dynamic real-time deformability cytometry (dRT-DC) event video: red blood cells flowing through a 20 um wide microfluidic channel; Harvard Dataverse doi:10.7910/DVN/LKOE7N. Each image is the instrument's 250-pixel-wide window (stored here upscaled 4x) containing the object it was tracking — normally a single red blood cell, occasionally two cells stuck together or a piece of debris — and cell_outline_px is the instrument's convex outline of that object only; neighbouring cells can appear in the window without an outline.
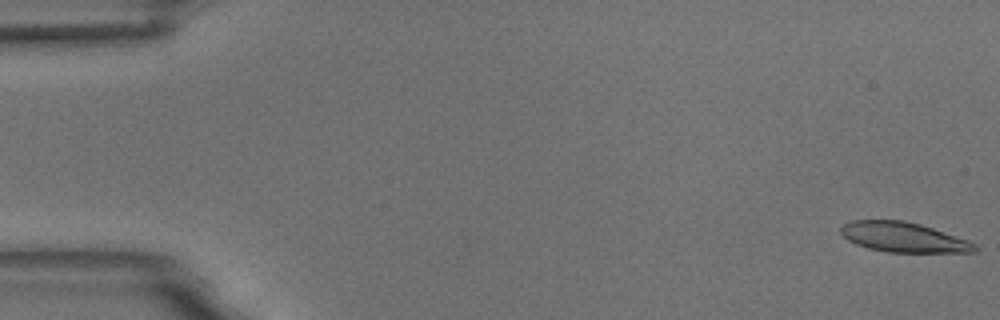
{"species": "common noctule bat (a hibernating species)", "species_latin": "Nyctalus noctula", "temperature_condition": "room temperature", "stored_images_in_passage": 8, "camera_frame_rate_fps": 3000, "um_per_image_px": 0.085, "animal": {"sex": "male", "body_mass_g": 18.8}, "frame": {"image": 1, "passage_image": 1, "time_ms": 0.0, "image_size_px": [1000, 320], "cell_outline_px": [[980, 248], [976, 252], [888, 252], [868, 248], [856, 244], [848, 240], [840, 232], [840, 228], [848, 220], [904, 220], [920, 224], [968, 240], [976, 244]], "centroid_in_image_um": [76.79, 20.16], "position_along_channel_um": 8.2, "area_um2": 23.35}}
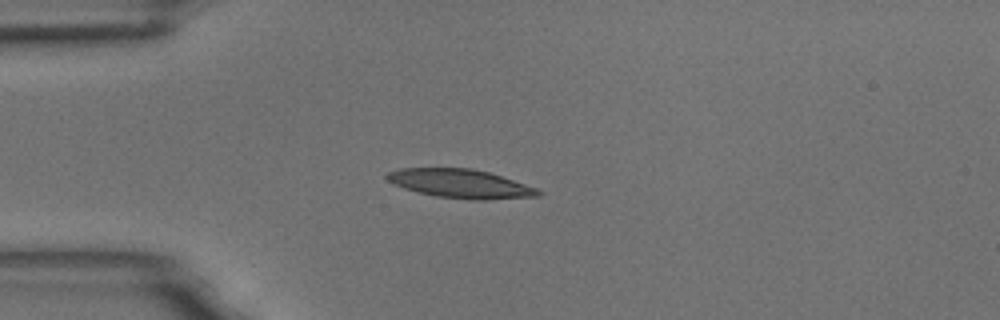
{"frame": {"image": 2, "passage_image": 5, "time_ms": 1.333, "image_size_px": [1000, 320], "cell_outline_px": [[544, 192], [540, 196], [484, 200], [472, 200], [436, 196], [404, 188], [388, 180], [384, 176], [388, 172], [400, 168], [472, 168], [488, 172], [536, 188]], "centroid_in_image_um": [39.15, 15.61], "position_along_channel_um": 45.8, "area_um2": 25.14}}